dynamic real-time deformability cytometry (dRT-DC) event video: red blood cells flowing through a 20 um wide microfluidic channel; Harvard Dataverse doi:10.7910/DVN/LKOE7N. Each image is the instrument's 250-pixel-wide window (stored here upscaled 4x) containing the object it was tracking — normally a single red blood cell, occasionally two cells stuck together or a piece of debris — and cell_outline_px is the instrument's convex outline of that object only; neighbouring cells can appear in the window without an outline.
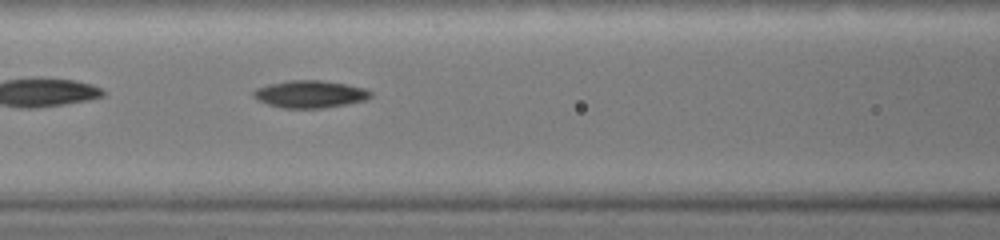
{"species": "common noctule bat (a hibernating species)", "species_latin": "Nyctalus noctula", "temperature_condition": "warm", "stored_images_in_passage": 8, "camera_frame_rate_fps": 3000, "um_per_image_px": 0.085, "animal": {"sex": "female", "body_mass_g": 19.0, "forearm_length_mm": 51.5}, "frame": {"image": 1, "passage_image": 7, "time_ms": 2.0, "image_size_px": [1000, 240], "cell_outline_px": [[372, 96], [364, 100], [344, 104], [320, 108], [284, 108], [268, 104], [256, 100], [252, 96], [252, 92], [256, 88], [268, 84], [292, 80], [320, 80], [344, 84], [364, 88], [372, 92]], "centroid_in_image_um": [26.3, 8.0], "position_along_channel_um": 140.3, "area_um2": 18.5}}